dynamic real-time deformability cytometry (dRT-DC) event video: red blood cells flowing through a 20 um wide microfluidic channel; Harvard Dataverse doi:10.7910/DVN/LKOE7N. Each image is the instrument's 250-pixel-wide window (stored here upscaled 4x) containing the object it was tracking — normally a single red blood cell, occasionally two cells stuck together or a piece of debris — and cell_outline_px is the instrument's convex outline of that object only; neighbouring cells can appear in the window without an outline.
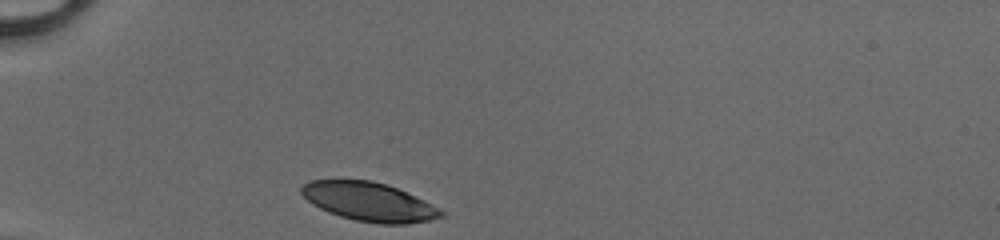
{"species": "human", "species_latin": "Homo sapiens", "temperature_condition": "cold", "stored_images_in_passage": 28, "camera_frame_rate_fps": 3000, "um_per_image_px": 0.085, "donor": {"sex": "male"}, "frame": {"image": 1, "passage_image": 1, "time_ms": 0.0, "image_size_px": [1000, 240], "cell_outline_px": [[444, 216], [428, 220], [408, 224], [380, 224], [356, 220], [340, 216], [328, 212], [312, 204], [300, 192], [300, 188], [308, 180], [372, 180], [396, 188], [424, 200], [440, 208], [444, 212]], "centroid_in_image_um": [31.36, 17.15], "position_along_channel_um": 53.6, "area_um2": 31.39}}
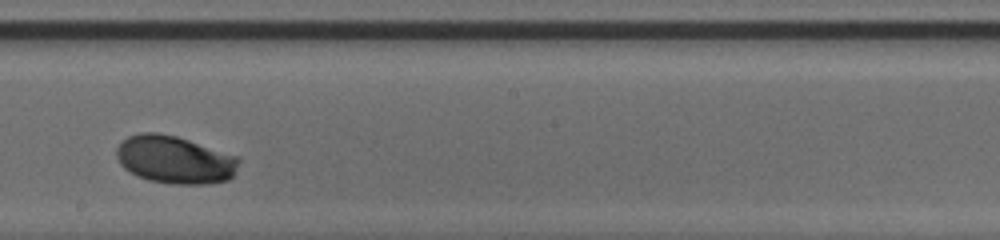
{"frame": {"image": 2, "passage_image": 16, "time_ms": 5.0, "image_size_px": [1000, 240], "cell_outline_px": [[240, 160], [232, 176], [228, 180], [208, 184], [172, 184], [148, 180], [136, 176], [124, 168], [120, 164], [116, 156], [116, 148], [128, 136], [140, 132], [156, 132], [176, 136], [236, 156]], "centroid_in_image_um": [14.81, 13.58], "position_along_channel_um": 233.4, "area_um2": 33.93}}
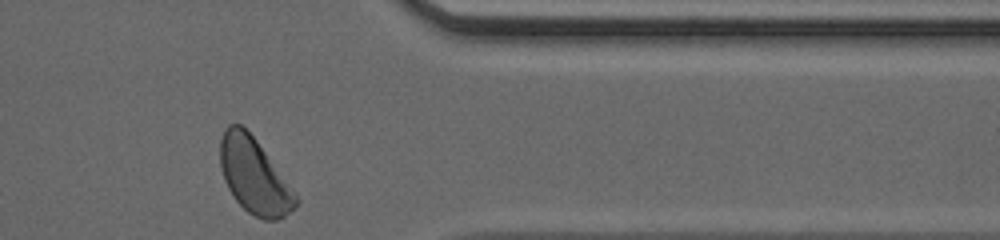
{"frame": {"image": 3, "passage_image": 28, "time_ms": 9.0, "image_size_px": [1000, 240], "cell_outline_px": [[300, 200], [280, 220], [264, 220], [248, 212], [232, 196], [224, 180], [220, 164], [220, 140], [224, 128], [228, 124], [240, 124], [256, 140]], "centroid_in_image_um": [21.57, 14.95], "position_along_channel_um": 389.8, "area_um2": 32.6}, "authors_computed_cell_mechanics": {"area_um2": 33.1772, "velocity_mm_per_s": 4.0874, "shape_relaxation_time_tau1_ms": 1.4161, "shape_relaxation_time_tau2_ms": null, "deformation_change_tau1": 0.1195, "deformation_change_tau2": null}}